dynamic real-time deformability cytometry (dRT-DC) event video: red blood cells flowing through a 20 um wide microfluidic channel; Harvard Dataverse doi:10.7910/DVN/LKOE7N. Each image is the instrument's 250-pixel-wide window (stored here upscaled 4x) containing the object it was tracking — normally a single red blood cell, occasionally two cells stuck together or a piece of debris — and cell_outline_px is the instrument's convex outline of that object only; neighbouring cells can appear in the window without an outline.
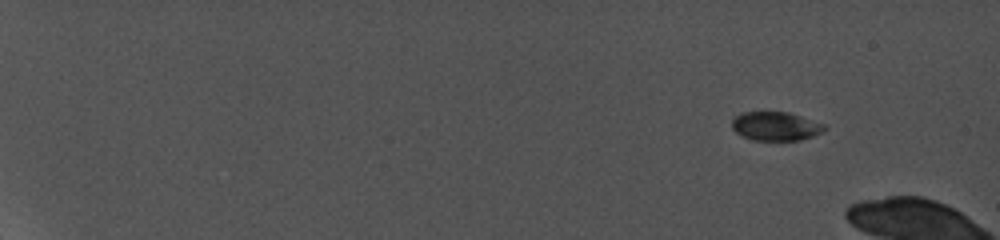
{"species": "common noctule bat (a hibernating species)", "species_latin": "Nyctalus noctula", "temperature_condition": "cold", "stored_images_in_passage": 5, "camera_frame_rate_fps": 5000, "um_per_image_px": 0.085, "animal": {"sex": "female", "body_mass_g": 19.0, "forearm_length_mm": 56.7}, "frame": {"image": 1, "passage_image": 2, "time_ms": 1.2, "image_size_px": [1000, 240], "cell_outline_px": [[828, 128], [824, 132], [800, 140], [752, 140], [740, 136], [732, 128], [732, 120], [740, 112], [788, 112], [824, 124]], "centroid_in_image_um": [65.92, 10.73], "position_along_channel_um": 19.1, "area_um2": 15.61}}